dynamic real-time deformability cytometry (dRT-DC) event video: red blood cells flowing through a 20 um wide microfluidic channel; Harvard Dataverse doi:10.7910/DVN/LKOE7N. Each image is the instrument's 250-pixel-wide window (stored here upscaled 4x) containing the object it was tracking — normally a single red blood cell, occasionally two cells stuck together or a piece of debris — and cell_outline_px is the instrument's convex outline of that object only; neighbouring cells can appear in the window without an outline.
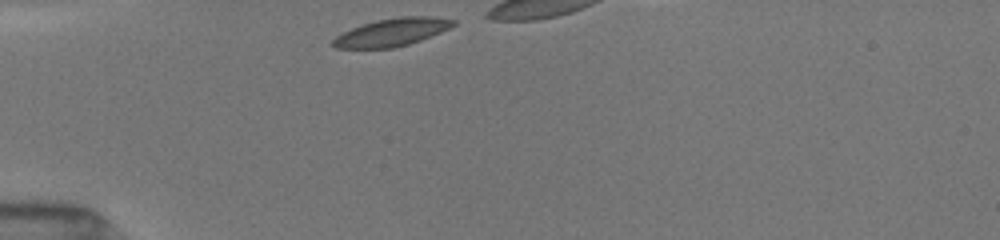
{"species": "common noctule bat (a hibernating species)", "species_latin": "Nyctalus noctula", "temperature_condition": "room temperature", "stored_images_in_passage": 12, "camera_frame_rate_fps": 3000, "um_per_image_px": 0.085, "animal": {"sex": "female", "body_mass_g": 19.5, "forearm_length_mm": 54.1}, "frame": {"image": 1, "passage_image": 1, "time_ms": 0.0, "image_size_px": [1000, 240], "cell_outline_px": [[456, 24], [440, 32], [420, 40], [408, 44], [392, 48], [336, 48], [332, 44], [332, 40], [336, 36], [352, 28], [376, 20], [400, 16], [432, 16], [456, 20]], "centroid_in_image_um": [33.32, 2.73], "position_along_channel_um": 51.7, "area_um2": 19.25}}